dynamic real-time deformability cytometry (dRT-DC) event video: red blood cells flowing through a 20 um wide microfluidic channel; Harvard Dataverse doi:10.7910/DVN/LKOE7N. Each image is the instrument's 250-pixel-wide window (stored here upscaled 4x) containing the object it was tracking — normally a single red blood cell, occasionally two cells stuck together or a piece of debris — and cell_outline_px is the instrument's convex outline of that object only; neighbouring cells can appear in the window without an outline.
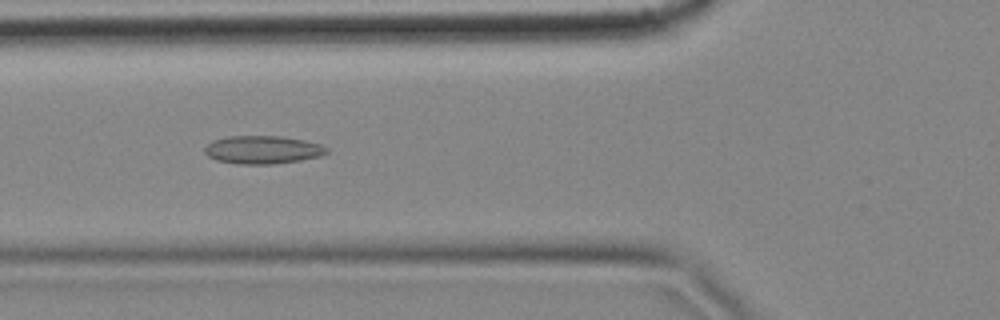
{"species": "common noctule bat (a hibernating species)", "species_latin": "Nyctalus noctula", "temperature_condition": "cold", "stored_images_in_passage": 10, "camera_frame_rate_fps": 3000, "um_per_image_px": 0.085, "animal": {"sex": "female", "body_mass_g": 18.4}, "frame": {"image": 1, "passage_image": 6, "time_ms": 1.667, "image_size_px": [1000, 320], "cell_outline_px": [[328, 152], [320, 156], [300, 160], [272, 164], [236, 164], [216, 160], [208, 156], [204, 152], [204, 148], [208, 144], [216, 140], [228, 136], [280, 136], [304, 140], [320, 144], [328, 148]], "centroid_in_image_um": [22.33, 12.73], "position_along_channel_um": 103.5, "area_um2": 19.88}}
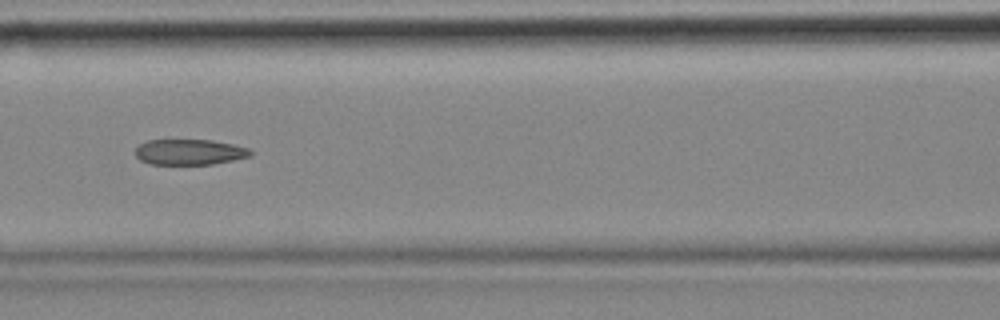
{"frame": {"image": 2, "passage_image": 7, "time_ms": 2.0, "image_size_px": [1000, 320], "cell_outline_px": [[252, 156], [212, 164], [148, 164], [140, 160], [136, 156], [136, 148], [140, 144], [148, 140], [212, 140], [232, 144], [248, 148], [252, 152]], "centroid_in_image_um": [16.1, 12.92], "position_along_channel_um": 150.5, "area_um2": 17.11}}
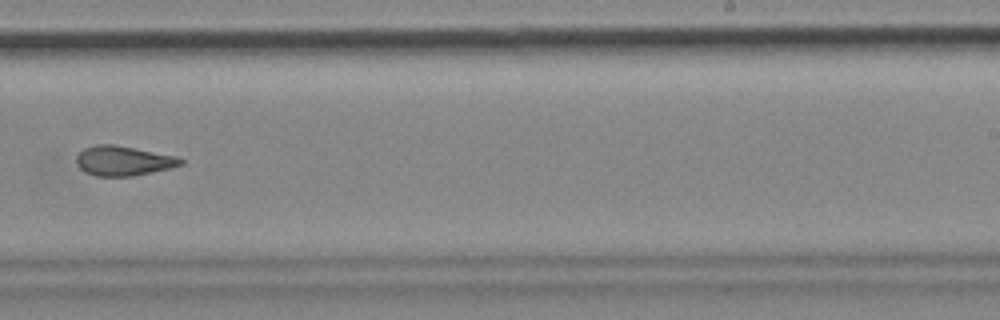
{"frame": {"image": 3, "passage_image": 10, "time_ms": 3.0, "image_size_px": [1000, 320], "cell_outline_px": [[184, 164], [172, 168], [132, 176], [96, 176], [84, 172], [76, 164], [76, 156], [84, 148], [96, 144], [112, 144], [180, 156], [184, 160]], "centroid_in_image_um": [10.51, 13.67], "position_along_channel_um": 278.5, "area_um2": 18.32}}